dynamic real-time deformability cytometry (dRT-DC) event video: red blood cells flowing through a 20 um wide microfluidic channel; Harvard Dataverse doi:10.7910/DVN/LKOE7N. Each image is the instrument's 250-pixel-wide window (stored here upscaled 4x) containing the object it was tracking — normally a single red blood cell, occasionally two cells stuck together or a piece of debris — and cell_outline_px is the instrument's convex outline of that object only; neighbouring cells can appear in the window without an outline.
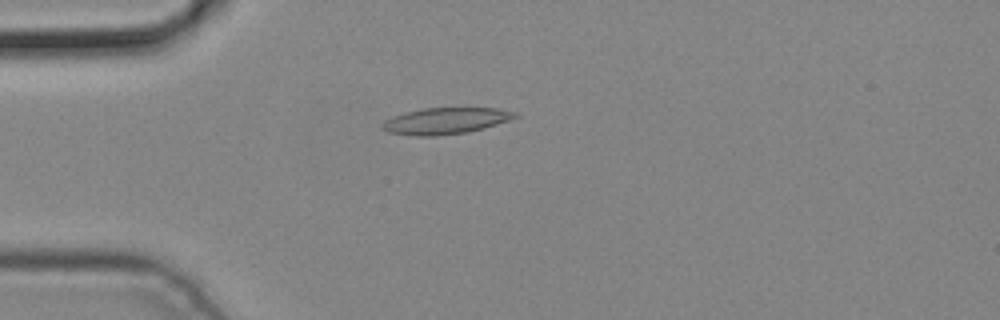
{"species": "common noctule bat (a hibernating species)", "species_latin": "Nyctalus noctula", "temperature_condition": "cold", "stored_images_in_passage": 5, "camera_frame_rate_fps": 3000, "um_per_image_px": 0.085, "animal": {"sex": "male", "body_mass_g": 19.2, "forearm_length_mm": 51.8}, "frame": {"image": 1, "passage_image": 4, "time_ms": 1.0, "image_size_px": [1000, 320], "cell_outline_px": [[520, 116], [484, 128], [468, 132], [436, 136], [412, 136], [388, 132], [380, 128], [380, 124], [384, 120], [392, 116], [404, 112], [424, 108], [496, 108], [516, 112]], "centroid_in_image_um": [37.81, 10.28], "position_along_channel_um": 47.2, "area_um2": 20.58}}